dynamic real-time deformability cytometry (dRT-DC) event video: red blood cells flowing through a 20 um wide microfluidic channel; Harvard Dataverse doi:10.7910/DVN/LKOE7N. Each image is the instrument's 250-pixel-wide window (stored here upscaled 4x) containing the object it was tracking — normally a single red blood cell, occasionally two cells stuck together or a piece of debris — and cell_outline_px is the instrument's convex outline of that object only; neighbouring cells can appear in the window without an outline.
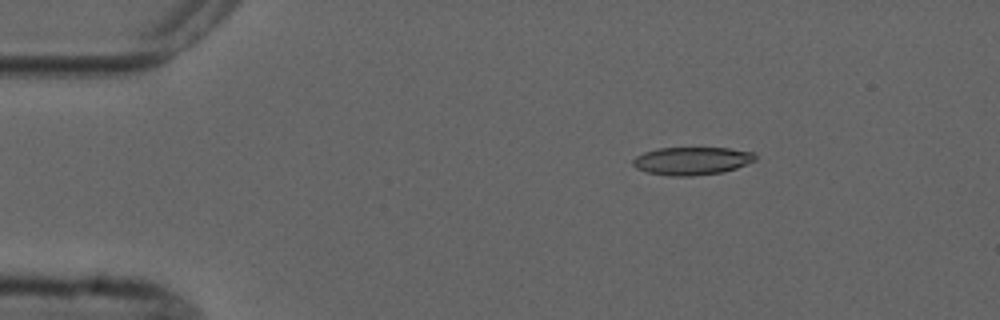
{"species": "common noctule bat (a hibernating species)", "species_latin": "Nyctalus noctula", "temperature_condition": "cold", "stored_images_in_passage": 5, "camera_frame_rate_fps": 3000, "um_per_image_px": 0.085, "animal": {"sex": "male", "forearm_length_mm": 52.5}, "frame": {"image": 1, "passage_image": 3, "time_ms": 2.333, "image_size_px": [1000, 320], "cell_outline_px": [[756, 160], [736, 168], [724, 172], [692, 176], [668, 176], [648, 172], [636, 168], [632, 164], [632, 160], [636, 156], [644, 152], [660, 148], [728, 148], [756, 152]], "centroid_in_image_um": [58.83, 13.67], "position_along_channel_um": 26.2, "area_um2": 20.0}}
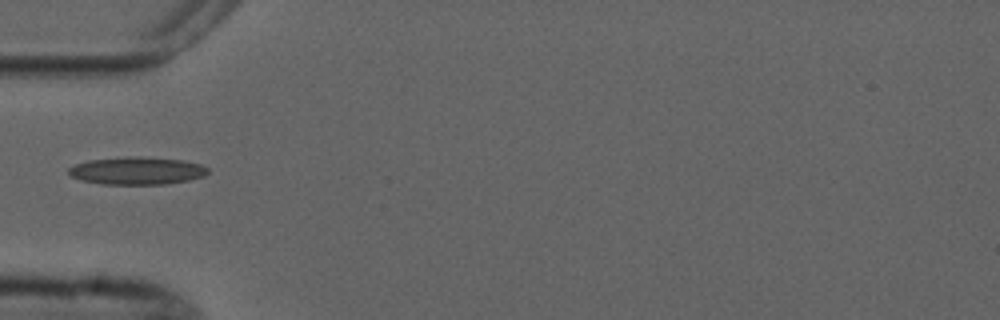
{"frame": {"image": 2, "passage_image": 4, "time_ms": 5.333, "image_size_px": [1000, 320], "cell_outline_px": [[208, 172], [204, 176], [188, 180], [164, 184], [100, 184], [80, 180], [72, 176], [68, 172], [68, 168], [76, 164], [88, 160], [124, 156], [140, 156], [180, 160], [200, 164], [208, 168]], "centroid_in_image_um": [11.61, 14.51], "position_along_channel_um": 73.4, "area_um2": 22.43}}
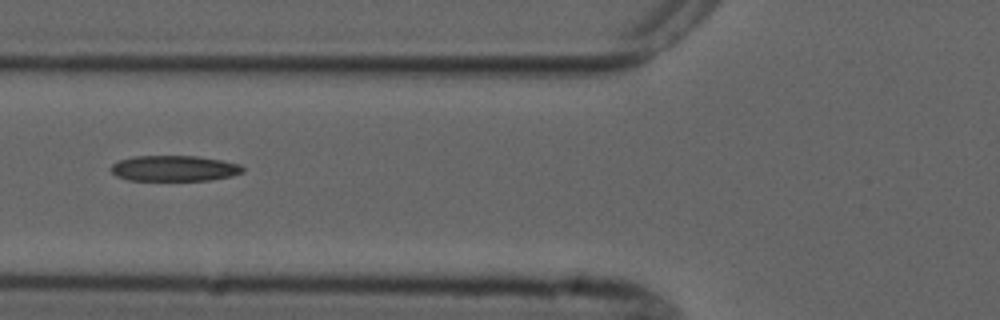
{"frame": {"image": 3, "passage_image": 5, "time_ms": 6.333, "image_size_px": [1000, 320], "cell_outline_px": [[244, 172], [232, 176], [208, 180], [128, 180], [116, 176], [108, 168], [116, 160], [132, 156], [196, 156], [220, 160], [240, 164], [244, 168]], "centroid_in_image_um": [14.76, 14.3], "position_along_channel_um": 111.0, "area_um2": 19.88}}